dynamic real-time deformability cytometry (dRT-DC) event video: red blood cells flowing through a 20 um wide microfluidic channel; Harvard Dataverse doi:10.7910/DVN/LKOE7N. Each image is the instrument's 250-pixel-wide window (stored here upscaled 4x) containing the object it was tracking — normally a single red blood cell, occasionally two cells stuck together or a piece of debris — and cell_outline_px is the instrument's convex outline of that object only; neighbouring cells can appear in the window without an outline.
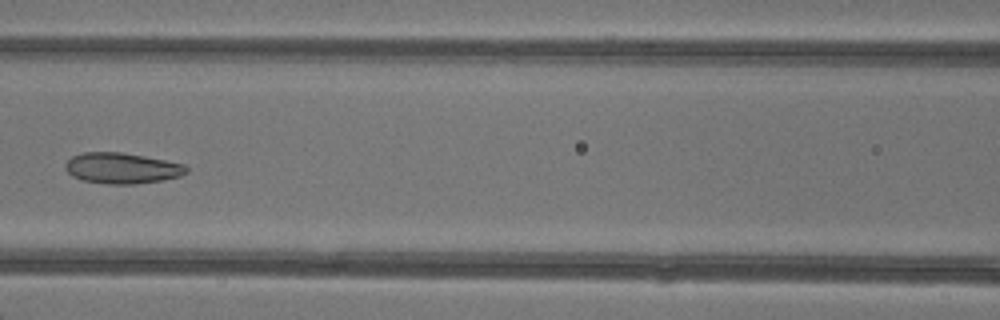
{"species": "common noctule bat (a hibernating species)", "species_latin": "Nyctalus noctula", "temperature_condition": "warm", "stored_images_in_passage": 5, "camera_frame_rate_fps": 3000, "um_per_image_px": 0.085, "animal": {"sex": "female"}, "frame": {"image": 1, "passage_image": 5, "time_ms": 5.667, "image_size_px": [1000, 320], "cell_outline_px": [[188, 172], [180, 176], [164, 180], [132, 184], [108, 184], [84, 180], [72, 176], [64, 168], [64, 164], [72, 156], [84, 152], [120, 152], [144, 156], [184, 164], [188, 168]], "centroid_in_image_um": [10.36, 14.29], "position_along_channel_um": 156.2, "area_um2": 21.68}}